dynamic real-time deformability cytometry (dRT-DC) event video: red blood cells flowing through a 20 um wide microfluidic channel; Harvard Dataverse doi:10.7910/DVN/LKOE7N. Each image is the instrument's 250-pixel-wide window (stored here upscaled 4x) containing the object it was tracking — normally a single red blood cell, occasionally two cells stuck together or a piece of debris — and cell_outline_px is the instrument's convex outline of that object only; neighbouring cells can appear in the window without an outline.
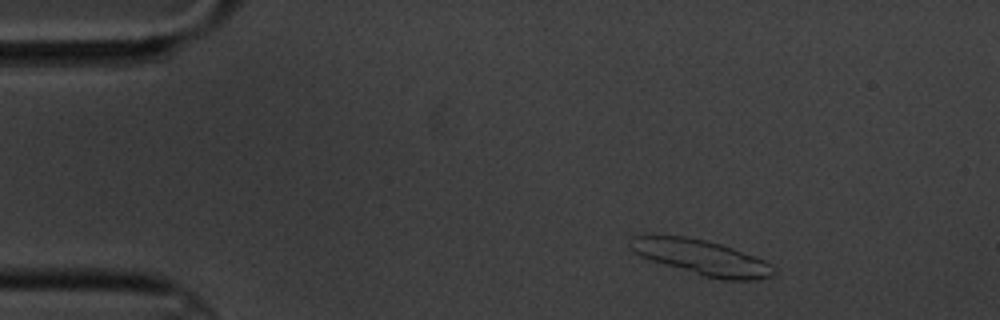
{"species": "common noctule bat (a hibernating species)", "species_latin": "Nyctalus noctula", "temperature_condition": "cold", "stored_images_in_passage": 10, "segment_of_instrument_passage": [1, 2], "camera_frame_rate_fps": 3000, "um_per_image_px": 0.085, "animal": {"sex": "male", "body_mass_g": 20.1, "forearm_length_mm": 53.5}, "frame": {"image": 1, "passage_image": 1, "time_ms": 0.0, "image_size_px": [1000, 320], "cell_outline_px": [[776, 272], [772, 276], [756, 280], [720, 280], [704, 276], [652, 260], [640, 256], [628, 244], [628, 240], [632, 236], [648, 232], [652, 232], [684, 236], [704, 240], [720, 244], [756, 256], [764, 260], [776, 268]], "centroid_in_image_um": [59.58, 21.84], "position_along_channel_um": 25.4, "area_um2": 29.82}}